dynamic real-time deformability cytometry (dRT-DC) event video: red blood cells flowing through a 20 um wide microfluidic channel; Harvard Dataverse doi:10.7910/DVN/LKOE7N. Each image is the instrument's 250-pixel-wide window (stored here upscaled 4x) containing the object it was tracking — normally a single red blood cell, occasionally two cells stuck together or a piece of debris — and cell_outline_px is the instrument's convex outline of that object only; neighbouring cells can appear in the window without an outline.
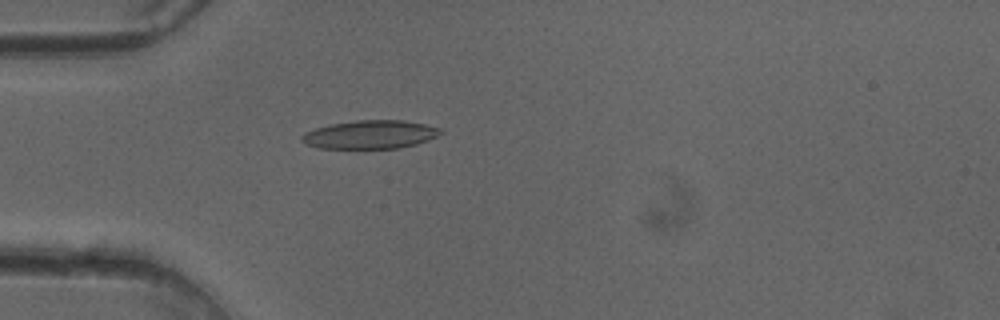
{"species": "common noctule bat (a hibernating species)", "species_latin": "Nyctalus noctula", "temperature_condition": "cold", "stored_images_in_passage": 38, "camera_frame_rate_fps": 3000, "um_per_image_px": 0.085, "animal": {"sex": "female"}, "frame": {"image": 1, "passage_image": 2, "time_ms": 0.333, "image_size_px": [1000, 320], "cell_outline_px": [[444, 132], [428, 140], [416, 144], [400, 148], [316, 148], [300, 140], [300, 136], [304, 132], [328, 124], [356, 120], [404, 120], [424, 124], [440, 128]], "centroid_in_image_um": [31.45, 11.43], "position_along_channel_um": 53.6, "area_um2": 23.06}}
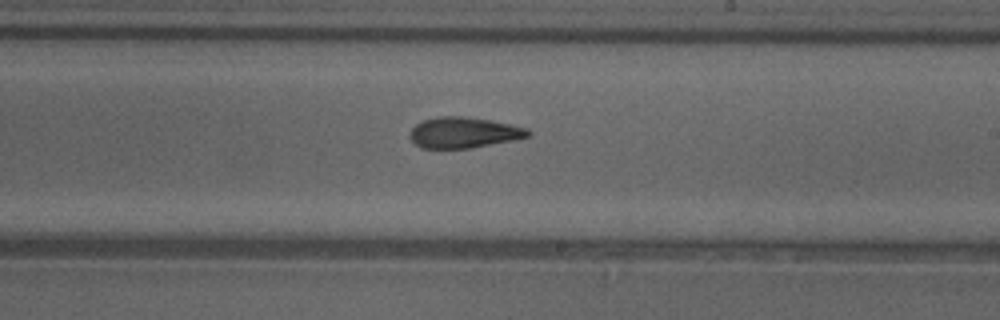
{"frame": {"image": 2, "passage_image": 17, "time_ms": 5.333, "image_size_px": [1000, 320], "cell_outline_px": [[532, 136], [472, 148], [420, 148], [408, 136], [412, 128], [420, 120], [436, 116], [464, 116], [488, 120], [528, 128], [532, 132]], "centroid_in_image_um": [39.4, 11.26], "position_along_channel_um": 249.6, "area_um2": 21.33}}
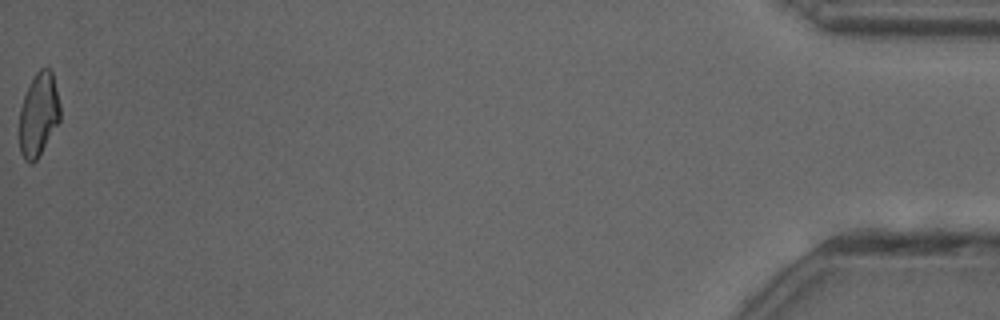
{"frame": {"image": 3, "passage_image": 38, "time_ms": 12.333, "image_size_px": [1000, 320], "cell_outline_px": [[60, 120], [36, 160], [32, 164], [28, 164], [24, 160], [20, 152], [20, 108], [24, 96], [36, 72], [40, 68], [48, 68], [52, 72], [60, 104]], "centroid_in_image_um": [3.28, 9.76], "position_along_channel_um": 431.9, "area_um2": 19.59}, "authors_computed_cell_mechanics": {"area_um2": 21.3571, "velocity_mm_per_s": 4.0849, "shape_relaxation_time_tau1_ms": 10.004, "shape_relaxation_time_tau2_ms": 3.2992, "deformation_change_tau1": 0.2357, "deformation_change_tau2": 0.1149}}